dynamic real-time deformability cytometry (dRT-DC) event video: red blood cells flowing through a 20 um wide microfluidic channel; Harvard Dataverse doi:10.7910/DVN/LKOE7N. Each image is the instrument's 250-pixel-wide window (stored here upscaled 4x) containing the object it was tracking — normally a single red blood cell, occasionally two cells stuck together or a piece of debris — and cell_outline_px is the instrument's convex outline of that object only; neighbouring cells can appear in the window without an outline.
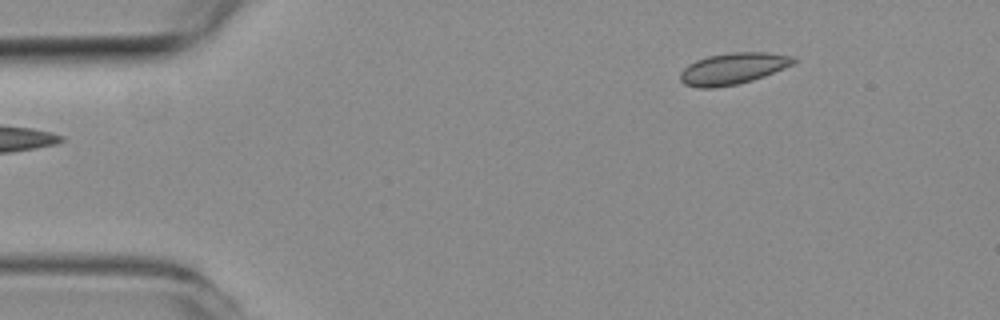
{"species": "common noctule bat (a hibernating species)", "species_latin": "Nyctalus noctula", "temperature_condition": "room temperature", "stored_images_in_passage": 46, "camera_frame_rate_fps": 3000, "um_per_image_px": 0.085, "animal": {"sex": "female", "body_mass_g": 19.3, "forearm_length_mm": 54.1}, "frame": {"image": 1, "passage_image": 1, "time_ms": 0.0, "image_size_px": [1000, 320], "cell_outline_px": [[796, 60], [792, 64], [784, 68], [764, 76], [752, 80], [736, 84], [716, 88], [700, 88], [684, 84], [680, 80], [680, 72], [688, 64], [696, 60], [708, 56], [728, 52], [768, 52], [796, 56]], "centroid_in_image_um": [62.29, 5.82], "position_along_channel_um": 22.7, "area_um2": 20.87}}
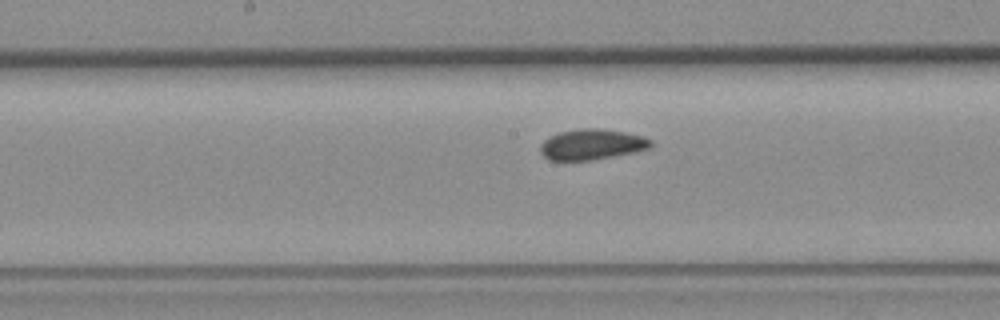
{"frame": {"image": 2, "passage_image": 20, "time_ms": 6.333, "image_size_px": [1000, 320], "cell_outline_px": [[652, 148], [636, 152], [592, 160], [548, 160], [540, 152], [540, 144], [548, 136], [560, 132], [580, 128], [604, 128], [644, 136], [652, 140]], "centroid_in_image_um": [50.32, 12.27], "position_along_channel_um": 197.9, "area_um2": 20.0}}
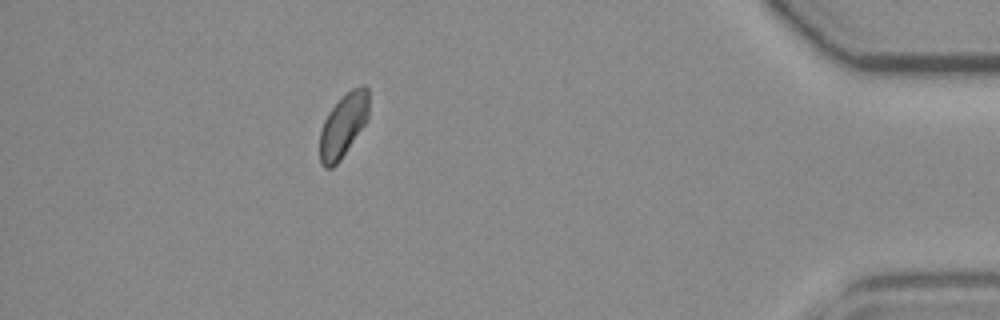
{"frame": {"image": 3, "passage_image": 40, "time_ms": 13.0, "image_size_px": [1000, 320], "cell_outline_px": [[368, 120], [340, 160], [332, 168], [324, 168], [320, 164], [320, 132], [324, 120], [328, 112], [352, 88], [360, 84], [364, 84], [368, 88]], "centroid_in_image_um": [29.18, 10.66], "position_along_channel_um": 406.0, "area_um2": 18.09}}